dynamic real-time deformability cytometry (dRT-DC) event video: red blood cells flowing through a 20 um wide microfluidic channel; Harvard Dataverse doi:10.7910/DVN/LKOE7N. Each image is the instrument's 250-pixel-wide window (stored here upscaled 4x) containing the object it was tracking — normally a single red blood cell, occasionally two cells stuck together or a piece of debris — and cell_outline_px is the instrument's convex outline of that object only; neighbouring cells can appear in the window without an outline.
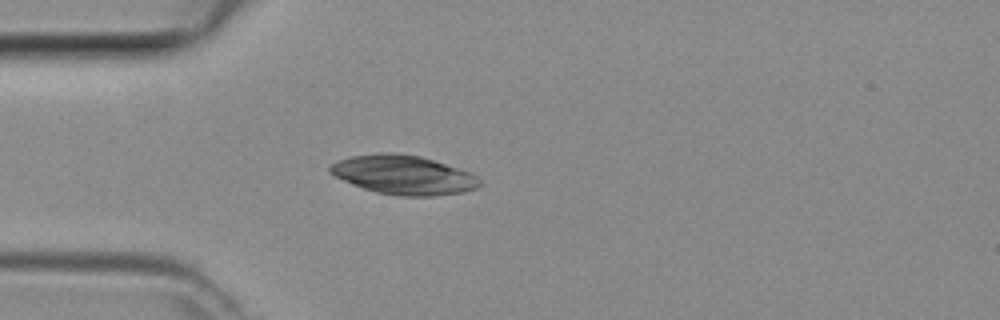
{"species": "common noctule bat (a hibernating species)", "species_latin": "Nyctalus noctula", "temperature_condition": "room temperature", "stored_images_in_passage": 39, "camera_frame_rate_fps": 3000, "um_per_image_px": 0.085, "animal": {"sex": "female", "body_mass_g": 29.2, "forearm_length_mm": 56.3}, "frame": {"image": 1, "passage_image": 6, "time_ms": 1.667, "image_size_px": [1000, 320], "cell_outline_px": [[480, 184], [476, 188], [464, 192], [432, 196], [400, 196], [376, 192], [352, 184], [328, 172], [328, 168], [332, 164], [340, 160], [352, 156], [380, 152], [392, 152], [420, 156], [468, 172], [476, 176], [480, 180]], "centroid_in_image_um": [34.27, 14.87], "position_along_channel_um": 50.7, "area_um2": 33.7}}
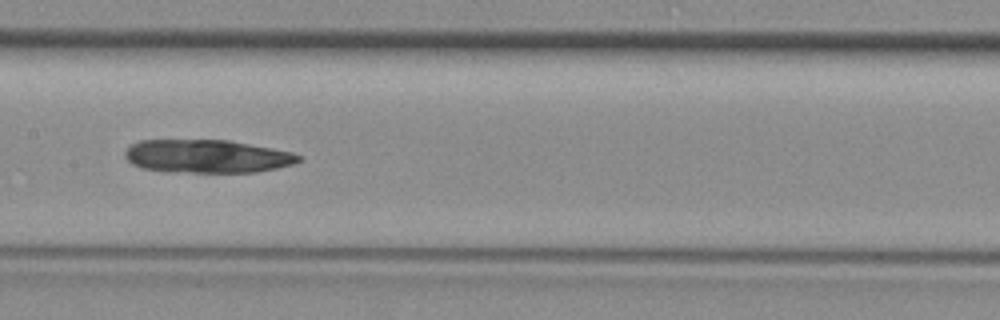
{"frame": {"image": 2, "passage_image": 16, "time_ms": 5.0, "image_size_px": [1000, 320], "cell_outline_px": [[300, 160], [292, 164], [276, 168], [256, 172], [168, 172], [144, 168], [132, 164], [124, 156], [124, 152], [132, 144], [140, 140], [228, 140], [292, 152], [300, 156]], "centroid_in_image_um": [17.56, 13.28], "position_along_channel_um": 189.8, "area_um2": 33.41}}
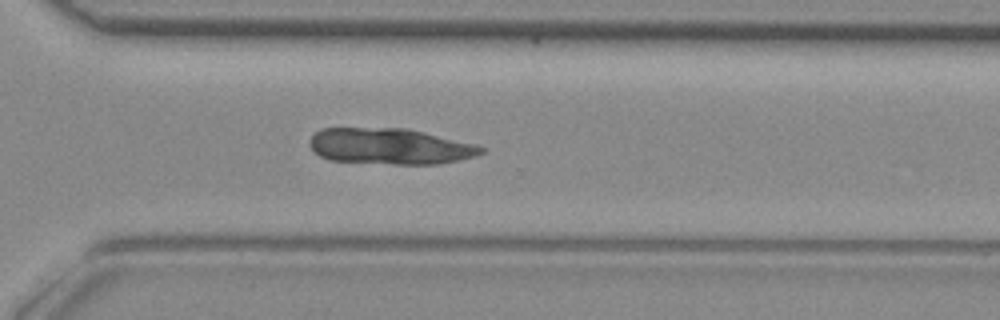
{"frame": {"image": 3, "passage_image": 26, "time_ms": 8.333, "image_size_px": [1000, 320], "cell_outline_px": [[488, 148], [484, 152], [476, 156], [436, 164], [392, 164], [328, 160], [320, 156], [312, 148], [312, 136], [320, 128], [404, 128], [476, 144]], "centroid_in_image_um": [33.17, 12.44], "position_along_channel_um": 337.4, "area_um2": 35.72}}